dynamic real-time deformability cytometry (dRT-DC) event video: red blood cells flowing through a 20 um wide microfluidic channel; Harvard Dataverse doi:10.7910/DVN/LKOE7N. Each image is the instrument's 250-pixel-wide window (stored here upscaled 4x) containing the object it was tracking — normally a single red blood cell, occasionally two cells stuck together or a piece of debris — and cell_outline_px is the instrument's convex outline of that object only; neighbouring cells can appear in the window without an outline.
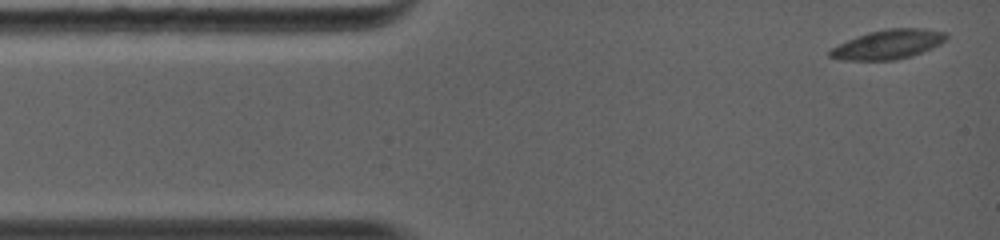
{"species": "common noctule bat (a hibernating species)", "species_latin": "Nyctalus noctula", "temperature_condition": "warm", "stored_images_in_passage": 48, "camera_frame_rate_fps": 5000, "um_per_image_px": 0.085, "animal": {"sex": "female", "body_mass_g": 19.0, "forearm_length_mm": 56.7}, "frame": {"image": 1, "passage_image": 1, "time_ms": 0.0, "image_size_px": [1000, 240], "cell_outline_px": [[948, 36], [940, 44], [932, 48], [912, 56], [896, 60], [840, 60], [828, 56], [828, 52], [832, 48], [856, 36], [868, 32], [888, 28], [924, 28], [948, 32]], "centroid_in_image_um": [75.51, 3.77], "position_along_channel_um": 9.5, "area_um2": 20.0}}
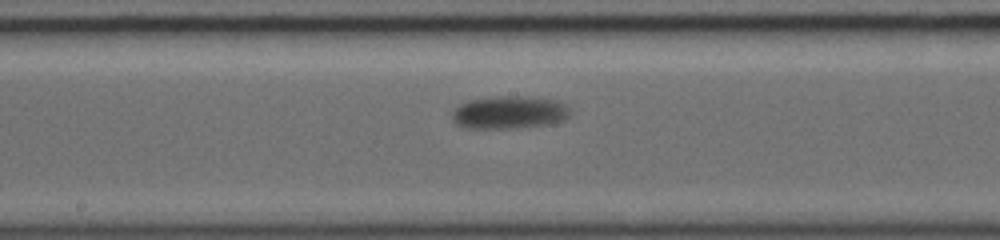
{"frame": {"image": 2, "passage_image": 20, "time_ms": 6.6, "image_size_px": [1000, 240], "cell_outline_px": [[568, 116], [564, 120], [548, 124], [516, 128], [468, 128], [456, 124], [452, 120], [452, 112], [460, 104], [468, 100], [496, 96], [520, 96], [552, 100], [564, 104], [568, 108]], "centroid_in_image_um": [43.23, 9.56], "position_along_channel_um": 205.0, "area_um2": 22.31}}
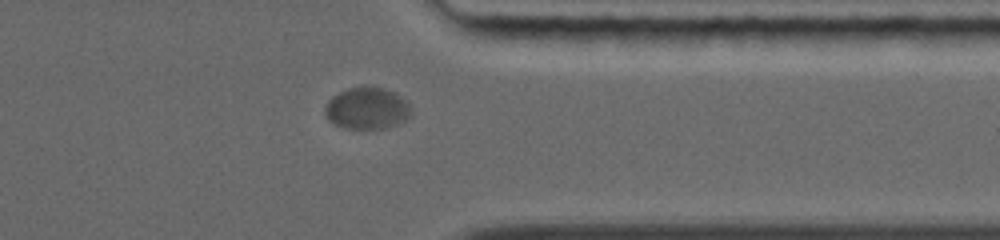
{"frame": {"image": 3, "passage_image": 41, "time_ms": 11.0, "image_size_px": [1000, 240], "cell_outline_px": [[412, 112], [404, 120], [396, 124], [384, 128], [344, 128], [328, 120], [324, 112], [324, 108], [328, 100], [332, 96], [348, 88], [380, 88], [392, 92], [404, 100], [408, 104]], "centroid_in_image_um": [31.14, 9.23], "position_along_channel_um": 380.3, "area_um2": 20.35}, "authors_computed_cell_mechanics": {"area_um2": 20.519, "velocity_mm_per_s": 4.0249, "shape_relaxation_time_tau1_ms": 8.6895, "shape_relaxation_time_tau2_ms": null, "deformation_change_tau1": 0.1585, "deformation_change_tau2": null}}